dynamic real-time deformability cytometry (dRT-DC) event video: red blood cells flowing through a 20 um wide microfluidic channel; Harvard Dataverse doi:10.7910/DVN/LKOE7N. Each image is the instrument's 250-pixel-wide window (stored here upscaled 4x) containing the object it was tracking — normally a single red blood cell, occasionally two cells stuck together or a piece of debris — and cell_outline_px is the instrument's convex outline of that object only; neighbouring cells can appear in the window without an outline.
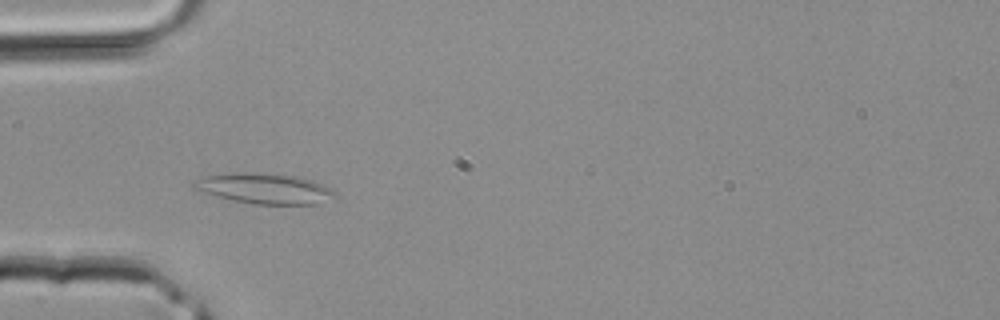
{"species": "common noctule bat (a hibernating species)", "species_latin": "Nyctalus noctula", "temperature_condition": "room temperature", "stored_images_in_passage": 38, "camera_frame_rate_fps": 3000, "um_per_image_px": 0.085, "animal": {"sex": "male", "body_mass_g": 20.4}, "frame": {"image": 1, "passage_image": 10, "time_ms": 3.0, "image_size_px": [1000, 320], "cell_outline_px": [[336, 196], [320, 204], [256, 204], [232, 200], [196, 192], [192, 188], [192, 184], [204, 176], [232, 172], [252, 172], [296, 176], [312, 180], [328, 188]], "centroid_in_image_um": [22.39, 16.03], "position_along_channel_um": 62.6, "area_um2": 25.03}}
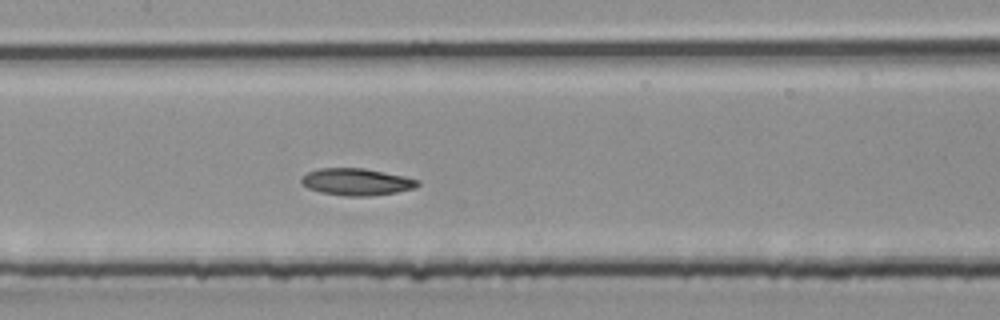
{"frame": {"image": 2, "passage_image": 17, "time_ms": 5.333, "image_size_px": [1000, 320], "cell_outline_px": [[420, 184], [416, 188], [396, 192], [372, 196], [344, 196], [320, 192], [308, 188], [300, 184], [300, 176], [308, 172], [320, 168], [364, 168], [404, 176], [420, 180]], "centroid_in_image_um": [30.29, 15.46], "position_along_channel_um": 177.1, "area_um2": 18.5}}
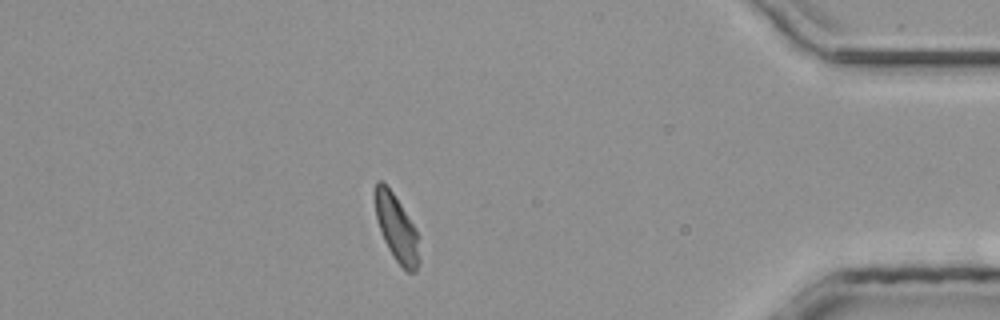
{"frame": {"image": 3, "passage_image": 33, "time_ms": 10.667, "image_size_px": [1000, 320], "cell_outline_px": [[420, 260], [416, 272], [408, 272], [392, 256], [384, 240], [376, 216], [376, 180], [380, 180], [392, 192], [416, 228]], "centroid_in_image_um": [33.74, 19.45], "position_along_channel_um": 401.5, "area_um2": 16.65}}